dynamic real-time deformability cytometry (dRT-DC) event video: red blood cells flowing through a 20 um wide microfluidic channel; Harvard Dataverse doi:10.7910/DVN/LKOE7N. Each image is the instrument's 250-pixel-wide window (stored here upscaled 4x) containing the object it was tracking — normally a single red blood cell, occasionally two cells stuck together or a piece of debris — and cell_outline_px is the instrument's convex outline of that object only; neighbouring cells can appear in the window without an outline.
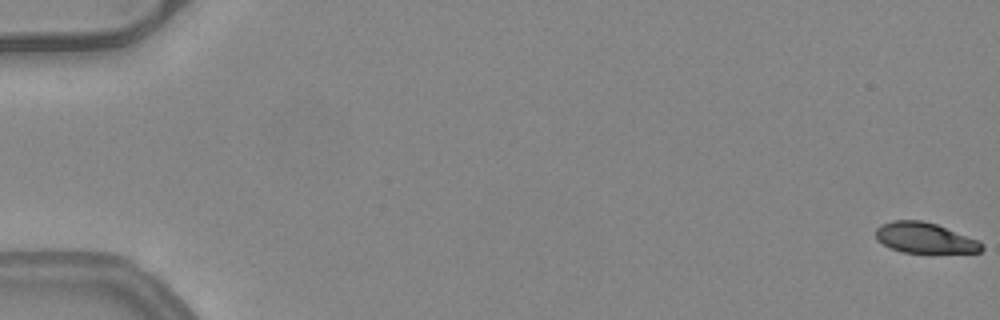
{"species": "common noctule bat (a hibernating species)", "species_latin": "Nyctalus noctula", "temperature_condition": "warm", "stored_images_in_passage": 53, "camera_frame_rate_fps": 3000, "um_per_image_px": 0.085, "animal": {"sex": "female", "body_mass_g": 24.6, "forearm_length_mm": 56.2}, "frame": {"image": 1, "passage_image": 1, "time_ms": 0.0, "image_size_px": [1000, 320], "cell_outline_px": [[984, 248], [980, 252], [900, 252], [888, 248], [876, 240], [876, 228], [880, 224], [892, 220], [920, 220], [936, 224], [976, 240], [984, 244]], "centroid_in_image_um": [78.53, 20.22], "position_along_channel_um": 6.5, "area_um2": 18.73}}
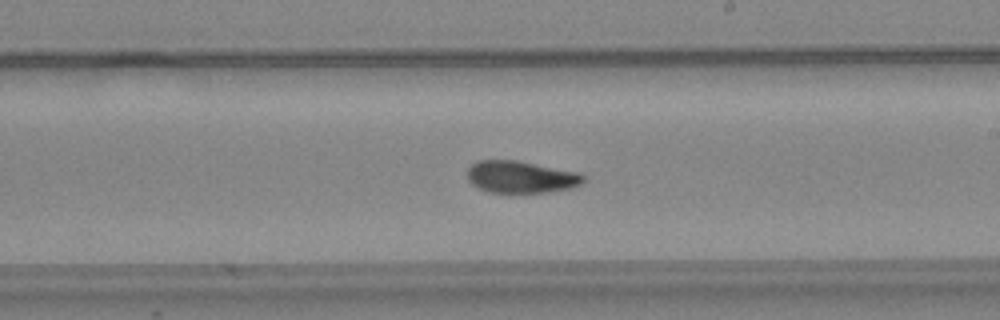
{"frame": {"image": 2, "passage_image": 32, "time_ms": 10.333, "image_size_px": [1000, 320], "cell_outline_px": [[588, 176], [580, 184], [572, 188], [548, 192], [488, 192], [472, 184], [468, 180], [468, 168], [476, 160], [516, 160], [580, 172]], "centroid_in_image_um": [44.31, 15.03], "position_along_channel_um": 244.7, "area_um2": 21.79}}
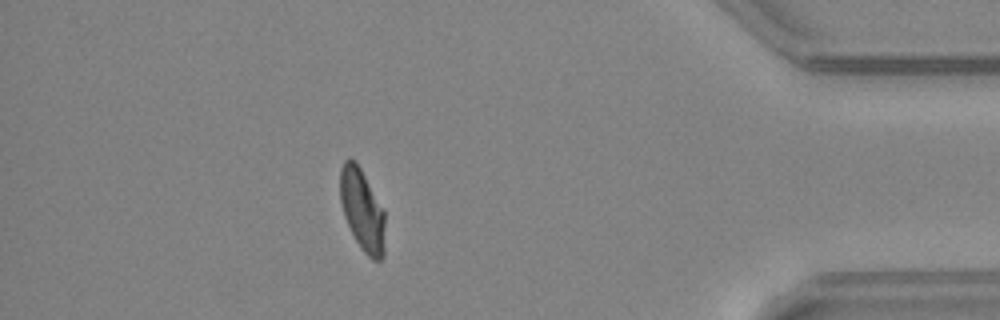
{"frame": {"image": 3, "passage_image": 47, "time_ms": 15.333, "image_size_px": [1000, 320], "cell_outline_px": [[384, 256], [380, 260], [372, 260], [360, 248], [344, 216], [340, 200], [340, 168], [344, 160], [348, 156], [356, 160], [384, 212]], "centroid_in_image_um": [30.77, 17.83], "position_along_channel_um": 404.4, "area_um2": 21.27}, "authors_computed_cell_mechanics": {"area_um2": 21.9062, "velocity_mm_per_s": 4.0299, "shape_relaxation_time_tau1_ms": 3.6604, "shape_relaxation_time_tau2_ms": 2.1591, "deformation_change_tau1": 0.1799, "deformation_change_tau2": 0.0733}}